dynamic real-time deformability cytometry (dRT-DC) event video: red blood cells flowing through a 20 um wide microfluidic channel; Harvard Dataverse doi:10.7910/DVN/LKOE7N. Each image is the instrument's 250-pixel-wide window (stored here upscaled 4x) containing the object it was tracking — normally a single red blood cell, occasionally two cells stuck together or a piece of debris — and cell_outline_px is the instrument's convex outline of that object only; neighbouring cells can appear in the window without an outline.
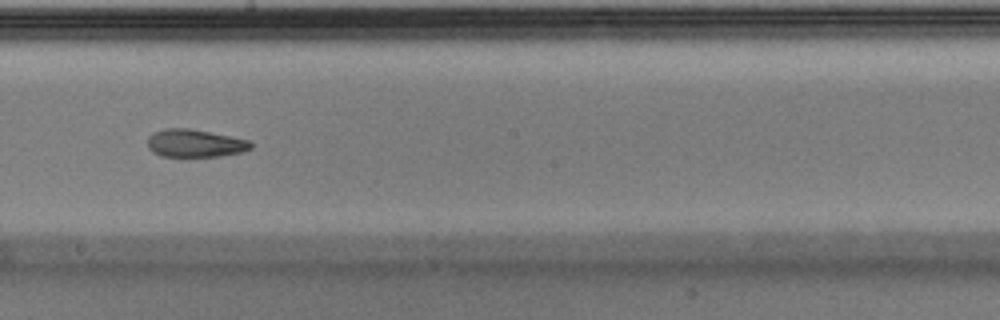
{"species": "Egyptian fruit bat (a non-hibernating species)", "species_latin": "Rousettus aegyptiacus", "temperature_condition": "warm", "stored_images_in_passage": 32, "camera_frame_rate_fps": 3000, "um_per_image_px": 0.085, "animal": {"sex": "male"}, "frame": {"image": 1, "passage_image": 14, "time_ms": 4.333, "image_size_px": [1000, 320], "cell_outline_px": [[252, 148], [240, 152], [220, 156], [160, 156], [152, 152], [148, 148], [148, 136], [152, 132], [164, 128], [188, 128], [248, 140], [252, 144]], "centroid_in_image_um": [16.5, 12.17], "position_along_channel_um": 231.7, "area_um2": 16.59}}